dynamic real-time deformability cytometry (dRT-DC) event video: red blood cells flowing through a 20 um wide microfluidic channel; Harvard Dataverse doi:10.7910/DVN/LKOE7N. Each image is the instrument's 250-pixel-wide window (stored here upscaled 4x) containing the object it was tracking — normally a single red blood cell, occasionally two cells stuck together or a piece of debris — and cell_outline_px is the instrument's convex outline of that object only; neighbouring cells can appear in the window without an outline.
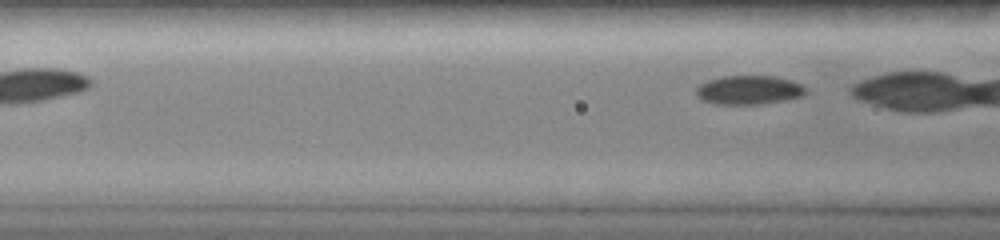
{"species": "common noctule bat (a hibernating species)", "species_latin": "Nyctalus noctula", "temperature_condition": "room temperature", "stored_images_in_passage": 10, "segment_of_instrument_passage": [2, 2], "camera_frame_rate_fps": 3000, "um_per_image_px": 0.085, "animal": {"sex": "female", "body_mass_g": 19.0, "forearm_length_mm": 51.5}, "frame": {"image": 1, "passage_image": 10, "time_ms": 4.0, "image_size_px": [1000, 240], "cell_outline_px": [[804, 96], [784, 100], [760, 104], [716, 104], [700, 100], [696, 96], [696, 88], [700, 84], [708, 80], [724, 76], [772, 76], [792, 80], [800, 84], [804, 88]], "centroid_in_image_um": [63.61, 7.65], "position_along_channel_um": 103.0, "area_um2": 18.44}}